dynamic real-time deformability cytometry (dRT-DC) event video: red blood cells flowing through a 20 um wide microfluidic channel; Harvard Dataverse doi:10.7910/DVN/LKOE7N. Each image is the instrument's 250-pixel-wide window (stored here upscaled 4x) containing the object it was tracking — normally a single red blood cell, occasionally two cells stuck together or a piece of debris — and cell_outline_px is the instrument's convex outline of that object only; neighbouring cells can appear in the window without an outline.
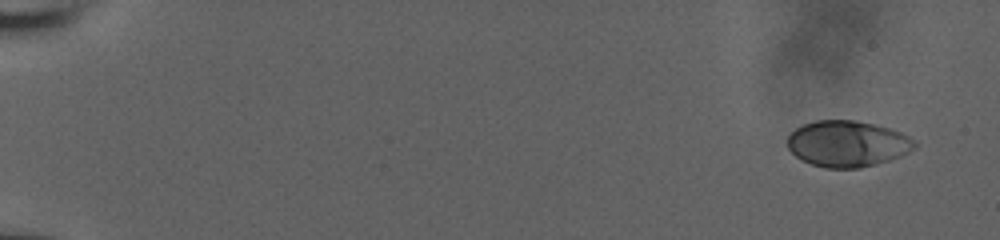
{"species": "human", "species_latin": "Homo sapiens", "temperature_condition": "room temperature", "stored_images_in_passage": 53, "camera_frame_rate_fps": 3000, "um_per_image_px": 0.085, "donor": {"sex": "male"}, "frame": {"image": 1, "passage_image": 1, "time_ms": 0.0, "image_size_px": [1000, 240], "cell_outline_px": [[916, 148], [908, 152], [888, 160], [876, 164], [860, 168], [824, 168], [800, 160], [788, 148], [788, 136], [796, 128], [804, 124], [816, 120], [852, 120], [872, 124], [888, 128], [900, 132], [916, 140]], "centroid_in_image_um": [72.02, 12.22], "position_along_channel_um": 13.0, "area_um2": 34.04}}
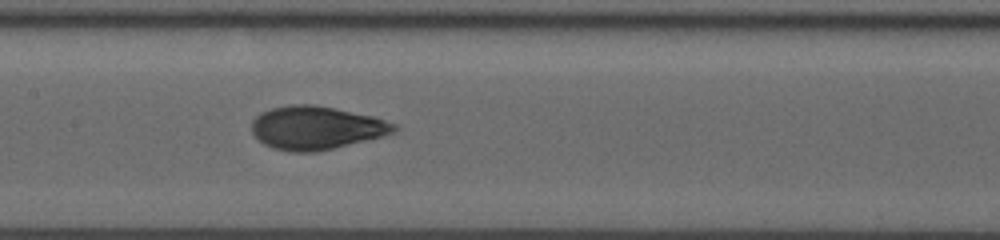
{"frame": {"image": 2, "passage_image": 28, "time_ms": 9.0, "image_size_px": [1000, 240], "cell_outline_px": [[400, 128], [396, 132], [316, 152], [292, 152], [272, 148], [264, 144], [252, 132], [252, 120], [260, 112], [272, 108], [292, 104], [312, 104], [372, 116], [396, 124]], "centroid_in_image_um": [26.84, 10.86], "position_along_channel_um": 180.6, "area_um2": 35.55}}
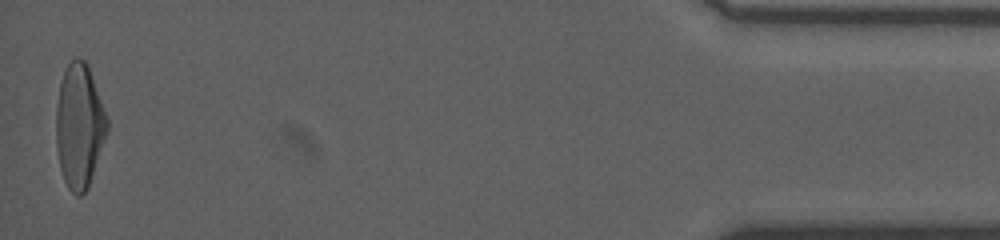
{"frame": {"image": 3, "passage_image": 53, "time_ms": 17.333, "image_size_px": [1000, 240], "cell_outline_px": [[108, 128], [88, 188], [80, 196], [76, 196], [68, 188], [64, 180], [60, 168], [56, 148], [56, 108], [60, 84], [64, 72], [68, 64], [76, 56], [84, 60], [88, 64], [108, 120]], "centroid_in_image_um": [6.73, 10.71], "position_along_channel_um": 428.5, "area_um2": 36.7}, "authors_computed_cell_mechanics": {"area_um2": 35.258, "velocity_mm_per_s": 3.935, "shape_relaxation_time_tau1_ms": 5.5999, "shape_relaxation_time_tau2_ms": 0.7638, "deformation_change_tau1": 0.2085, "deformation_change_tau2": 0.0545}}